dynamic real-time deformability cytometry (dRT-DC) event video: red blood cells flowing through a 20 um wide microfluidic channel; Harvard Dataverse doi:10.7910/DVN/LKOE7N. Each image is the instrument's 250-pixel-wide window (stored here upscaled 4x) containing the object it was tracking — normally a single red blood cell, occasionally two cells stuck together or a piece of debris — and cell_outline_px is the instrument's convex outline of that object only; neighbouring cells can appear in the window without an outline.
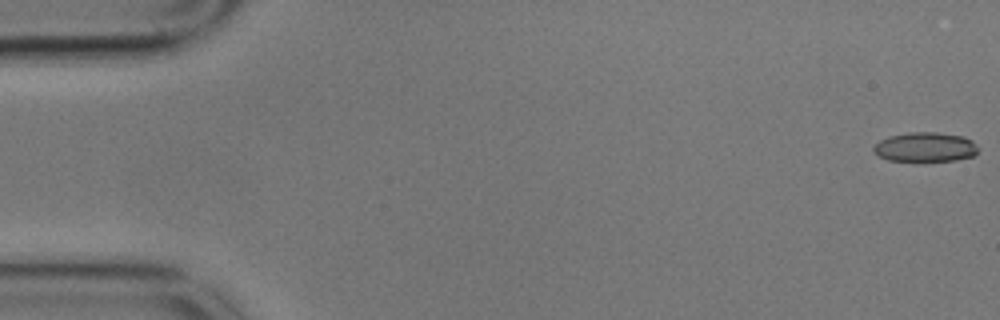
{"species": "common noctule bat (a hibernating species)", "species_latin": "Nyctalus noctula", "temperature_condition": "cold", "stored_images_in_passage": 51, "camera_frame_rate_fps": 3000, "um_per_image_px": 0.085, "animal": {"sex": "male", "body_mass_g": 17.9}, "frame": {"image": 1, "passage_image": 1, "time_ms": 0.0, "image_size_px": [1000, 320], "cell_outline_px": [[980, 148], [972, 156], [956, 160], [888, 160], [872, 152], [872, 148], [880, 140], [888, 136], [912, 132], [936, 132], [964, 136], [972, 140]], "centroid_in_image_um": [78.66, 12.48], "position_along_channel_um": 6.3, "area_um2": 17.86}}
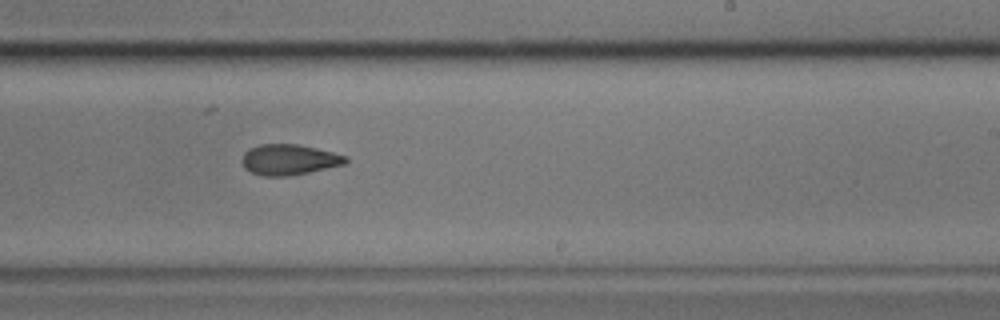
{"frame": {"image": 2, "passage_image": 34, "time_ms": 11.0, "image_size_px": [1000, 320], "cell_outline_px": [[348, 164], [288, 176], [260, 176], [244, 168], [244, 152], [248, 148], [260, 144], [296, 144], [316, 148], [348, 156]], "centroid_in_image_um": [24.61, 13.57], "position_along_channel_um": 264.4, "area_um2": 18.5}}
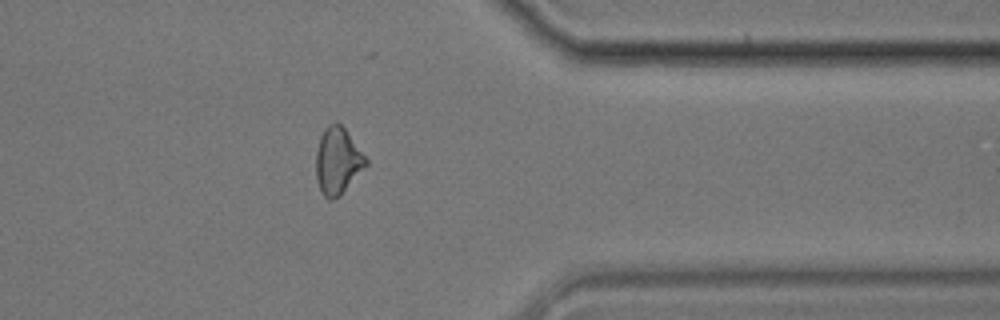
{"frame": {"image": 3, "passage_image": 45, "time_ms": 14.667, "image_size_px": [1000, 320], "cell_outline_px": [[368, 164], [340, 196], [332, 200], [328, 200], [320, 192], [316, 180], [316, 152], [320, 136], [324, 128], [328, 124], [340, 124], [344, 128], [368, 160]], "centroid_in_image_um": [28.68, 13.72], "position_along_channel_um": 382.7, "area_um2": 19.36}}